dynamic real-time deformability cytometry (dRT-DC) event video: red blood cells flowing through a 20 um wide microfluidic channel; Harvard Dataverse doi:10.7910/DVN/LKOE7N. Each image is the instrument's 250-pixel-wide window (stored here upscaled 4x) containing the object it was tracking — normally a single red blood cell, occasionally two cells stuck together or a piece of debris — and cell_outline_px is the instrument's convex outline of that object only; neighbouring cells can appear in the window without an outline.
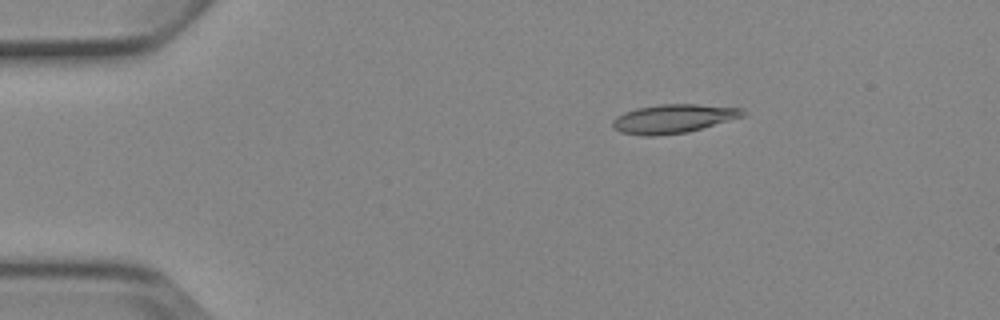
{"species": "Egyptian fruit bat (a non-hibernating species)", "species_latin": "Rousettus aegyptiacus", "temperature_condition": "cold", "stored_images_in_passage": 4, "camera_frame_rate_fps": 3000, "um_per_image_px": 0.085, "animal": {"sex": "female"}, "frame": {"image": 1, "passage_image": 2, "time_ms": 1.333, "image_size_px": [1000, 320], "cell_outline_px": [[744, 116], [688, 132], [652, 136], [644, 136], [620, 132], [612, 128], [612, 120], [616, 116], [624, 112], [636, 108], [660, 104], [696, 104], [744, 108]], "centroid_in_image_um": [57.19, 10.09], "position_along_channel_um": 27.8, "area_um2": 21.91}}